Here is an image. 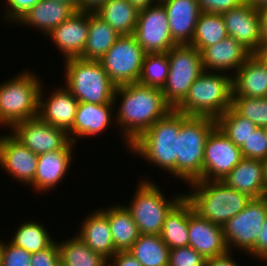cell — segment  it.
I'll list each match as a JSON object with an SVG mask.
<instances>
[{
  "instance_id": "obj_11",
  "label": "cell",
  "mask_w": 267,
  "mask_h": 266,
  "mask_svg": "<svg viewBox=\"0 0 267 266\" xmlns=\"http://www.w3.org/2000/svg\"><path fill=\"white\" fill-rule=\"evenodd\" d=\"M146 52L134 35H120L114 45L99 60L116 86L137 83Z\"/></svg>"
},
{
  "instance_id": "obj_3",
  "label": "cell",
  "mask_w": 267,
  "mask_h": 266,
  "mask_svg": "<svg viewBox=\"0 0 267 266\" xmlns=\"http://www.w3.org/2000/svg\"><path fill=\"white\" fill-rule=\"evenodd\" d=\"M184 193L194 212L211 223L223 226L229 219L245 209L251 197L228 187L219 180H197L188 184Z\"/></svg>"
},
{
  "instance_id": "obj_42",
  "label": "cell",
  "mask_w": 267,
  "mask_h": 266,
  "mask_svg": "<svg viewBox=\"0 0 267 266\" xmlns=\"http://www.w3.org/2000/svg\"><path fill=\"white\" fill-rule=\"evenodd\" d=\"M3 19L7 23H16L31 7L41 0H5ZM5 13V14H4Z\"/></svg>"
},
{
  "instance_id": "obj_39",
  "label": "cell",
  "mask_w": 267,
  "mask_h": 266,
  "mask_svg": "<svg viewBox=\"0 0 267 266\" xmlns=\"http://www.w3.org/2000/svg\"><path fill=\"white\" fill-rule=\"evenodd\" d=\"M242 157L263 160L267 157V136L263 128H257L240 148Z\"/></svg>"
},
{
  "instance_id": "obj_10",
  "label": "cell",
  "mask_w": 267,
  "mask_h": 266,
  "mask_svg": "<svg viewBox=\"0 0 267 266\" xmlns=\"http://www.w3.org/2000/svg\"><path fill=\"white\" fill-rule=\"evenodd\" d=\"M267 216V196L251 198L245 209L229 219L223 226L228 251L238 250L255 259V243ZM236 248V249H235Z\"/></svg>"
},
{
  "instance_id": "obj_50",
  "label": "cell",
  "mask_w": 267,
  "mask_h": 266,
  "mask_svg": "<svg viewBox=\"0 0 267 266\" xmlns=\"http://www.w3.org/2000/svg\"><path fill=\"white\" fill-rule=\"evenodd\" d=\"M253 55L267 67V43H260Z\"/></svg>"
},
{
  "instance_id": "obj_27",
  "label": "cell",
  "mask_w": 267,
  "mask_h": 266,
  "mask_svg": "<svg viewBox=\"0 0 267 266\" xmlns=\"http://www.w3.org/2000/svg\"><path fill=\"white\" fill-rule=\"evenodd\" d=\"M267 97V67L253 54L232 75V97Z\"/></svg>"
},
{
  "instance_id": "obj_18",
  "label": "cell",
  "mask_w": 267,
  "mask_h": 266,
  "mask_svg": "<svg viewBox=\"0 0 267 266\" xmlns=\"http://www.w3.org/2000/svg\"><path fill=\"white\" fill-rule=\"evenodd\" d=\"M114 108H116L114 101L99 105L78 102L73 126L67 132L70 141L76 144L78 138H95L94 136L102 134L106 129L108 130V126H115V120L113 121V118L115 119Z\"/></svg>"
},
{
  "instance_id": "obj_22",
  "label": "cell",
  "mask_w": 267,
  "mask_h": 266,
  "mask_svg": "<svg viewBox=\"0 0 267 266\" xmlns=\"http://www.w3.org/2000/svg\"><path fill=\"white\" fill-rule=\"evenodd\" d=\"M75 150H57L40 154L33 182L29 185L34 192L47 193L57 187L71 168Z\"/></svg>"
},
{
  "instance_id": "obj_36",
  "label": "cell",
  "mask_w": 267,
  "mask_h": 266,
  "mask_svg": "<svg viewBox=\"0 0 267 266\" xmlns=\"http://www.w3.org/2000/svg\"><path fill=\"white\" fill-rule=\"evenodd\" d=\"M216 126L239 148L258 127L231 107L216 119Z\"/></svg>"
},
{
  "instance_id": "obj_7",
  "label": "cell",
  "mask_w": 267,
  "mask_h": 266,
  "mask_svg": "<svg viewBox=\"0 0 267 266\" xmlns=\"http://www.w3.org/2000/svg\"><path fill=\"white\" fill-rule=\"evenodd\" d=\"M65 87L79 102L109 104L114 101L116 85L98 60L70 58L63 60Z\"/></svg>"
},
{
  "instance_id": "obj_34",
  "label": "cell",
  "mask_w": 267,
  "mask_h": 266,
  "mask_svg": "<svg viewBox=\"0 0 267 266\" xmlns=\"http://www.w3.org/2000/svg\"><path fill=\"white\" fill-rule=\"evenodd\" d=\"M228 36L226 25L221 14L201 12L199 14L194 37L189 45L202 51Z\"/></svg>"
},
{
  "instance_id": "obj_49",
  "label": "cell",
  "mask_w": 267,
  "mask_h": 266,
  "mask_svg": "<svg viewBox=\"0 0 267 266\" xmlns=\"http://www.w3.org/2000/svg\"><path fill=\"white\" fill-rule=\"evenodd\" d=\"M261 43H267V6L258 9Z\"/></svg>"
},
{
  "instance_id": "obj_24",
  "label": "cell",
  "mask_w": 267,
  "mask_h": 266,
  "mask_svg": "<svg viewBox=\"0 0 267 266\" xmlns=\"http://www.w3.org/2000/svg\"><path fill=\"white\" fill-rule=\"evenodd\" d=\"M93 210L82 220L76 236L108 261L118 252L112 239L109 220L99 208Z\"/></svg>"
},
{
  "instance_id": "obj_8",
  "label": "cell",
  "mask_w": 267,
  "mask_h": 266,
  "mask_svg": "<svg viewBox=\"0 0 267 266\" xmlns=\"http://www.w3.org/2000/svg\"><path fill=\"white\" fill-rule=\"evenodd\" d=\"M138 181L134 197L125 207L140 234L160 235L166 216L184 198L185 192L167 199L155 181L147 178Z\"/></svg>"
},
{
  "instance_id": "obj_47",
  "label": "cell",
  "mask_w": 267,
  "mask_h": 266,
  "mask_svg": "<svg viewBox=\"0 0 267 266\" xmlns=\"http://www.w3.org/2000/svg\"><path fill=\"white\" fill-rule=\"evenodd\" d=\"M232 256L231 251H227L225 254L206 259V266H241Z\"/></svg>"
},
{
  "instance_id": "obj_41",
  "label": "cell",
  "mask_w": 267,
  "mask_h": 266,
  "mask_svg": "<svg viewBox=\"0 0 267 266\" xmlns=\"http://www.w3.org/2000/svg\"><path fill=\"white\" fill-rule=\"evenodd\" d=\"M32 253L4 241L2 266H31Z\"/></svg>"
},
{
  "instance_id": "obj_43",
  "label": "cell",
  "mask_w": 267,
  "mask_h": 266,
  "mask_svg": "<svg viewBox=\"0 0 267 266\" xmlns=\"http://www.w3.org/2000/svg\"><path fill=\"white\" fill-rule=\"evenodd\" d=\"M57 242L55 240L48 248L32 253L31 266H61Z\"/></svg>"
},
{
  "instance_id": "obj_53",
  "label": "cell",
  "mask_w": 267,
  "mask_h": 266,
  "mask_svg": "<svg viewBox=\"0 0 267 266\" xmlns=\"http://www.w3.org/2000/svg\"><path fill=\"white\" fill-rule=\"evenodd\" d=\"M70 4L76 11L79 10L80 0H56Z\"/></svg>"
},
{
  "instance_id": "obj_57",
  "label": "cell",
  "mask_w": 267,
  "mask_h": 266,
  "mask_svg": "<svg viewBox=\"0 0 267 266\" xmlns=\"http://www.w3.org/2000/svg\"><path fill=\"white\" fill-rule=\"evenodd\" d=\"M263 130L265 132V135L267 136V126L263 127Z\"/></svg>"
},
{
  "instance_id": "obj_29",
  "label": "cell",
  "mask_w": 267,
  "mask_h": 266,
  "mask_svg": "<svg viewBox=\"0 0 267 266\" xmlns=\"http://www.w3.org/2000/svg\"><path fill=\"white\" fill-rule=\"evenodd\" d=\"M120 35L95 12H89L88 38L80 58L100 60Z\"/></svg>"
},
{
  "instance_id": "obj_54",
  "label": "cell",
  "mask_w": 267,
  "mask_h": 266,
  "mask_svg": "<svg viewBox=\"0 0 267 266\" xmlns=\"http://www.w3.org/2000/svg\"><path fill=\"white\" fill-rule=\"evenodd\" d=\"M262 163H263L264 179H265V185H266V191H267V157L262 160Z\"/></svg>"
},
{
  "instance_id": "obj_28",
  "label": "cell",
  "mask_w": 267,
  "mask_h": 266,
  "mask_svg": "<svg viewBox=\"0 0 267 266\" xmlns=\"http://www.w3.org/2000/svg\"><path fill=\"white\" fill-rule=\"evenodd\" d=\"M107 207L99 209L108 217L115 249L128 251L140 235L138 227L125 205Z\"/></svg>"
},
{
  "instance_id": "obj_20",
  "label": "cell",
  "mask_w": 267,
  "mask_h": 266,
  "mask_svg": "<svg viewBox=\"0 0 267 266\" xmlns=\"http://www.w3.org/2000/svg\"><path fill=\"white\" fill-rule=\"evenodd\" d=\"M251 55L252 53L248 49L231 36H227L201 51L202 65L205 71L229 75L232 73L234 75Z\"/></svg>"
},
{
  "instance_id": "obj_38",
  "label": "cell",
  "mask_w": 267,
  "mask_h": 266,
  "mask_svg": "<svg viewBox=\"0 0 267 266\" xmlns=\"http://www.w3.org/2000/svg\"><path fill=\"white\" fill-rule=\"evenodd\" d=\"M231 108L257 127L267 126V97H232Z\"/></svg>"
},
{
  "instance_id": "obj_25",
  "label": "cell",
  "mask_w": 267,
  "mask_h": 266,
  "mask_svg": "<svg viewBox=\"0 0 267 266\" xmlns=\"http://www.w3.org/2000/svg\"><path fill=\"white\" fill-rule=\"evenodd\" d=\"M75 12L76 10L65 2L41 0L31 7L15 24L38 29L46 37Z\"/></svg>"
},
{
  "instance_id": "obj_40",
  "label": "cell",
  "mask_w": 267,
  "mask_h": 266,
  "mask_svg": "<svg viewBox=\"0 0 267 266\" xmlns=\"http://www.w3.org/2000/svg\"><path fill=\"white\" fill-rule=\"evenodd\" d=\"M168 266H206V259L190 246L173 248L169 251Z\"/></svg>"
},
{
  "instance_id": "obj_21",
  "label": "cell",
  "mask_w": 267,
  "mask_h": 266,
  "mask_svg": "<svg viewBox=\"0 0 267 266\" xmlns=\"http://www.w3.org/2000/svg\"><path fill=\"white\" fill-rule=\"evenodd\" d=\"M189 246L205 259L225 254V244L221 226L211 223L194 212L189 203Z\"/></svg>"
},
{
  "instance_id": "obj_16",
  "label": "cell",
  "mask_w": 267,
  "mask_h": 266,
  "mask_svg": "<svg viewBox=\"0 0 267 266\" xmlns=\"http://www.w3.org/2000/svg\"><path fill=\"white\" fill-rule=\"evenodd\" d=\"M89 32V12L77 10L46 37L62 53L64 60L82 56Z\"/></svg>"
},
{
  "instance_id": "obj_2",
  "label": "cell",
  "mask_w": 267,
  "mask_h": 266,
  "mask_svg": "<svg viewBox=\"0 0 267 266\" xmlns=\"http://www.w3.org/2000/svg\"><path fill=\"white\" fill-rule=\"evenodd\" d=\"M179 133L180 113L172 109L132 142L127 151L177 178Z\"/></svg>"
},
{
  "instance_id": "obj_51",
  "label": "cell",
  "mask_w": 267,
  "mask_h": 266,
  "mask_svg": "<svg viewBox=\"0 0 267 266\" xmlns=\"http://www.w3.org/2000/svg\"><path fill=\"white\" fill-rule=\"evenodd\" d=\"M138 11L157 4L155 0H128Z\"/></svg>"
},
{
  "instance_id": "obj_14",
  "label": "cell",
  "mask_w": 267,
  "mask_h": 266,
  "mask_svg": "<svg viewBox=\"0 0 267 266\" xmlns=\"http://www.w3.org/2000/svg\"><path fill=\"white\" fill-rule=\"evenodd\" d=\"M242 158L240 148L216 126L205 143L201 180L222 181Z\"/></svg>"
},
{
  "instance_id": "obj_46",
  "label": "cell",
  "mask_w": 267,
  "mask_h": 266,
  "mask_svg": "<svg viewBox=\"0 0 267 266\" xmlns=\"http://www.w3.org/2000/svg\"><path fill=\"white\" fill-rule=\"evenodd\" d=\"M107 266H142L128 251H118L107 261Z\"/></svg>"
},
{
  "instance_id": "obj_12",
  "label": "cell",
  "mask_w": 267,
  "mask_h": 266,
  "mask_svg": "<svg viewBox=\"0 0 267 266\" xmlns=\"http://www.w3.org/2000/svg\"><path fill=\"white\" fill-rule=\"evenodd\" d=\"M11 134L33 153L40 155L57 150H74L68 133L42 121L38 116L15 124Z\"/></svg>"
},
{
  "instance_id": "obj_1",
  "label": "cell",
  "mask_w": 267,
  "mask_h": 266,
  "mask_svg": "<svg viewBox=\"0 0 267 266\" xmlns=\"http://www.w3.org/2000/svg\"><path fill=\"white\" fill-rule=\"evenodd\" d=\"M121 100L118 102V100ZM119 103V106H118ZM115 122L125 147L130 149L144 131L165 117L172 108L166 103L161 89L131 83L117 86L114 94Z\"/></svg>"
},
{
  "instance_id": "obj_55",
  "label": "cell",
  "mask_w": 267,
  "mask_h": 266,
  "mask_svg": "<svg viewBox=\"0 0 267 266\" xmlns=\"http://www.w3.org/2000/svg\"><path fill=\"white\" fill-rule=\"evenodd\" d=\"M3 247H4V241L2 239L0 240V266H2V260H3Z\"/></svg>"
},
{
  "instance_id": "obj_4",
  "label": "cell",
  "mask_w": 267,
  "mask_h": 266,
  "mask_svg": "<svg viewBox=\"0 0 267 266\" xmlns=\"http://www.w3.org/2000/svg\"><path fill=\"white\" fill-rule=\"evenodd\" d=\"M232 75L203 71L174 109L187 116L217 118L231 107Z\"/></svg>"
},
{
  "instance_id": "obj_9",
  "label": "cell",
  "mask_w": 267,
  "mask_h": 266,
  "mask_svg": "<svg viewBox=\"0 0 267 266\" xmlns=\"http://www.w3.org/2000/svg\"><path fill=\"white\" fill-rule=\"evenodd\" d=\"M168 58L169 74L161 91L166 103L175 109L204 69L201 52L189 44L172 47L168 51Z\"/></svg>"
},
{
  "instance_id": "obj_32",
  "label": "cell",
  "mask_w": 267,
  "mask_h": 266,
  "mask_svg": "<svg viewBox=\"0 0 267 266\" xmlns=\"http://www.w3.org/2000/svg\"><path fill=\"white\" fill-rule=\"evenodd\" d=\"M169 251L160 235L146 234H140L128 250L142 266H168Z\"/></svg>"
},
{
  "instance_id": "obj_56",
  "label": "cell",
  "mask_w": 267,
  "mask_h": 266,
  "mask_svg": "<svg viewBox=\"0 0 267 266\" xmlns=\"http://www.w3.org/2000/svg\"><path fill=\"white\" fill-rule=\"evenodd\" d=\"M165 1H167V0H155L156 3H160V4H162Z\"/></svg>"
},
{
  "instance_id": "obj_52",
  "label": "cell",
  "mask_w": 267,
  "mask_h": 266,
  "mask_svg": "<svg viewBox=\"0 0 267 266\" xmlns=\"http://www.w3.org/2000/svg\"><path fill=\"white\" fill-rule=\"evenodd\" d=\"M257 10L267 6V0H247Z\"/></svg>"
},
{
  "instance_id": "obj_30",
  "label": "cell",
  "mask_w": 267,
  "mask_h": 266,
  "mask_svg": "<svg viewBox=\"0 0 267 266\" xmlns=\"http://www.w3.org/2000/svg\"><path fill=\"white\" fill-rule=\"evenodd\" d=\"M189 202L184 197L166 216L160 237L169 247L189 246Z\"/></svg>"
},
{
  "instance_id": "obj_26",
  "label": "cell",
  "mask_w": 267,
  "mask_h": 266,
  "mask_svg": "<svg viewBox=\"0 0 267 266\" xmlns=\"http://www.w3.org/2000/svg\"><path fill=\"white\" fill-rule=\"evenodd\" d=\"M222 181L251 198L267 196L262 160L243 157Z\"/></svg>"
},
{
  "instance_id": "obj_6",
  "label": "cell",
  "mask_w": 267,
  "mask_h": 266,
  "mask_svg": "<svg viewBox=\"0 0 267 266\" xmlns=\"http://www.w3.org/2000/svg\"><path fill=\"white\" fill-rule=\"evenodd\" d=\"M215 127V118L180 113L177 178L186 185L202 179L205 143Z\"/></svg>"
},
{
  "instance_id": "obj_37",
  "label": "cell",
  "mask_w": 267,
  "mask_h": 266,
  "mask_svg": "<svg viewBox=\"0 0 267 266\" xmlns=\"http://www.w3.org/2000/svg\"><path fill=\"white\" fill-rule=\"evenodd\" d=\"M169 74V58L166 53H146L137 83L153 88L164 87Z\"/></svg>"
},
{
  "instance_id": "obj_44",
  "label": "cell",
  "mask_w": 267,
  "mask_h": 266,
  "mask_svg": "<svg viewBox=\"0 0 267 266\" xmlns=\"http://www.w3.org/2000/svg\"><path fill=\"white\" fill-rule=\"evenodd\" d=\"M201 12L221 14L238 7L247 0H197Z\"/></svg>"
},
{
  "instance_id": "obj_5",
  "label": "cell",
  "mask_w": 267,
  "mask_h": 266,
  "mask_svg": "<svg viewBox=\"0 0 267 266\" xmlns=\"http://www.w3.org/2000/svg\"><path fill=\"white\" fill-rule=\"evenodd\" d=\"M0 84V126L10 130L15 124L38 116L42 81L31 70H22Z\"/></svg>"
},
{
  "instance_id": "obj_33",
  "label": "cell",
  "mask_w": 267,
  "mask_h": 266,
  "mask_svg": "<svg viewBox=\"0 0 267 266\" xmlns=\"http://www.w3.org/2000/svg\"><path fill=\"white\" fill-rule=\"evenodd\" d=\"M61 266H107V260L76 235L57 243Z\"/></svg>"
},
{
  "instance_id": "obj_17",
  "label": "cell",
  "mask_w": 267,
  "mask_h": 266,
  "mask_svg": "<svg viewBox=\"0 0 267 266\" xmlns=\"http://www.w3.org/2000/svg\"><path fill=\"white\" fill-rule=\"evenodd\" d=\"M44 85L42 84L39 93L38 117L48 124L68 132L74 123L78 108V100L65 87L55 88V91L44 94Z\"/></svg>"
},
{
  "instance_id": "obj_31",
  "label": "cell",
  "mask_w": 267,
  "mask_h": 266,
  "mask_svg": "<svg viewBox=\"0 0 267 266\" xmlns=\"http://www.w3.org/2000/svg\"><path fill=\"white\" fill-rule=\"evenodd\" d=\"M119 35L134 33L139 11L128 0H109L96 12Z\"/></svg>"
},
{
  "instance_id": "obj_45",
  "label": "cell",
  "mask_w": 267,
  "mask_h": 266,
  "mask_svg": "<svg viewBox=\"0 0 267 266\" xmlns=\"http://www.w3.org/2000/svg\"><path fill=\"white\" fill-rule=\"evenodd\" d=\"M255 258L267 263V216L255 243Z\"/></svg>"
},
{
  "instance_id": "obj_15",
  "label": "cell",
  "mask_w": 267,
  "mask_h": 266,
  "mask_svg": "<svg viewBox=\"0 0 267 266\" xmlns=\"http://www.w3.org/2000/svg\"><path fill=\"white\" fill-rule=\"evenodd\" d=\"M38 157L10 132L0 135V167L17 183L29 187L35 178Z\"/></svg>"
},
{
  "instance_id": "obj_19",
  "label": "cell",
  "mask_w": 267,
  "mask_h": 266,
  "mask_svg": "<svg viewBox=\"0 0 267 266\" xmlns=\"http://www.w3.org/2000/svg\"><path fill=\"white\" fill-rule=\"evenodd\" d=\"M221 15L228 36L236 39L253 54L261 43L258 10L246 1Z\"/></svg>"
},
{
  "instance_id": "obj_35",
  "label": "cell",
  "mask_w": 267,
  "mask_h": 266,
  "mask_svg": "<svg viewBox=\"0 0 267 266\" xmlns=\"http://www.w3.org/2000/svg\"><path fill=\"white\" fill-rule=\"evenodd\" d=\"M14 231V236L11 235L10 243L15 246L24 248L30 253L38 252L48 248L55 240L51 233L47 231L42 223L38 221L21 222V225Z\"/></svg>"
},
{
  "instance_id": "obj_13",
  "label": "cell",
  "mask_w": 267,
  "mask_h": 266,
  "mask_svg": "<svg viewBox=\"0 0 267 266\" xmlns=\"http://www.w3.org/2000/svg\"><path fill=\"white\" fill-rule=\"evenodd\" d=\"M133 35L146 53H166L177 45L171 37L165 8L160 3L139 11Z\"/></svg>"
},
{
  "instance_id": "obj_23",
  "label": "cell",
  "mask_w": 267,
  "mask_h": 266,
  "mask_svg": "<svg viewBox=\"0 0 267 266\" xmlns=\"http://www.w3.org/2000/svg\"><path fill=\"white\" fill-rule=\"evenodd\" d=\"M167 13L170 33L177 44H190L201 10L197 0H167L162 3Z\"/></svg>"
},
{
  "instance_id": "obj_48",
  "label": "cell",
  "mask_w": 267,
  "mask_h": 266,
  "mask_svg": "<svg viewBox=\"0 0 267 266\" xmlns=\"http://www.w3.org/2000/svg\"><path fill=\"white\" fill-rule=\"evenodd\" d=\"M107 1L109 0H80L79 11L96 12Z\"/></svg>"
}]
</instances>
